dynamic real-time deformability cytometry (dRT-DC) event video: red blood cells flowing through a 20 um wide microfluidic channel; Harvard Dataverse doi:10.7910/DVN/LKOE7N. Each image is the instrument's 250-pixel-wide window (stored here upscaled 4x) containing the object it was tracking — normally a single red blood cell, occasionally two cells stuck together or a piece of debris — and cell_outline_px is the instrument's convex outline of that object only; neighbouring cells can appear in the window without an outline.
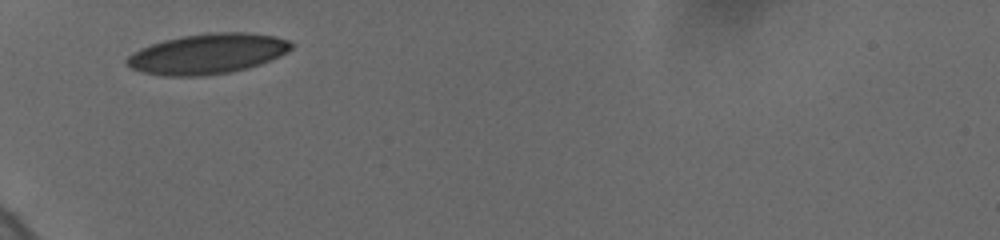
{"species": "human", "species_latin": "Homo sapiens", "temperature_condition": "cold", "stored_images_in_passage": 29, "camera_frame_rate_fps": 3000, "um_per_image_px": 0.085, "donor": {"sex": "female"}, "frame": {"image": 1, "passage_image": 1, "time_ms": 0.0, "image_size_px": [1000, 240], "cell_outline_px": [[292, 48], [288, 52], [272, 60], [248, 68], [228, 72], [200, 76], [164, 76], [140, 72], [124, 64], [124, 60], [132, 52], [140, 48], [164, 40], [204, 32], [248, 32], [276, 36], [288, 40], [292, 44]], "centroid_in_image_um": [17.63, 4.57], "position_along_channel_um": 67.4, "area_um2": 38.84}}
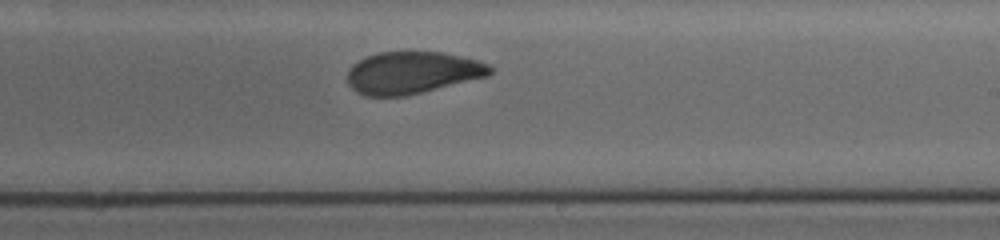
{"frame": {"image": 2, "passage_image": 17, "time_ms": 5.333, "image_size_px": [1000, 240], "cell_outline_px": [[492, 72], [488, 76], [404, 96], [364, 96], [356, 92], [348, 84], [348, 68], [352, 64], [368, 56], [380, 52], [444, 52], [476, 60], [488, 64], [492, 68]], "centroid_in_image_um": [35.02, 6.18], "position_along_channel_um": 254.0, "area_um2": 34.8}}
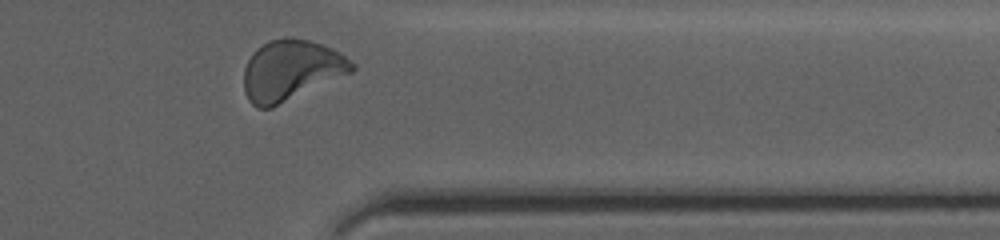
{"frame": {"image": 3, "passage_image": 28, "time_ms": 9.0, "image_size_px": [1000, 240], "cell_outline_px": [[356, 68], [352, 72], [272, 108], [256, 108], [248, 100], [244, 92], [244, 68], [252, 52], [256, 48], [268, 40], [308, 40], [332, 48], [356, 64]], "centroid_in_image_um": [24.71, 6.01], "position_along_channel_um": 386.7, "area_um2": 37.69}, "authors_computed_cell_mechanics": {"area_um2": 36.2406, "velocity_mm_per_s": 3.6746, "shape_relaxation_time_tau1_ms": 5.0156, "shape_relaxation_time_tau2_ms": 1.6584, "deformation_change_tau1": 0.1406, "deformation_change_tau2": 0.061}}